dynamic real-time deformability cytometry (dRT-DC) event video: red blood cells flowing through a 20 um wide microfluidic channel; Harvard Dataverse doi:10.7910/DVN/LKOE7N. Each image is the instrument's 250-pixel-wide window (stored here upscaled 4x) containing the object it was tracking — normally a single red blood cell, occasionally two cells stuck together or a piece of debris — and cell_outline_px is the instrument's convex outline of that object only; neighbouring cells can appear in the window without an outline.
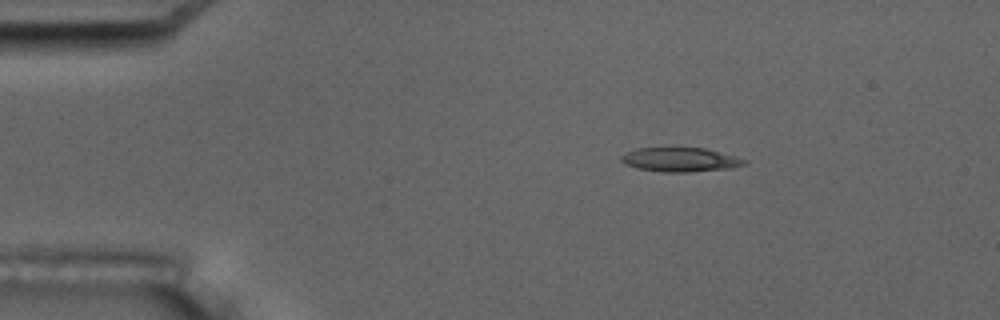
{"species": "common noctule bat (a hibernating species)", "species_latin": "Nyctalus noctula", "temperature_condition": "room temperature", "stored_images_in_passage": 4, "camera_frame_rate_fps": 3000, "um_per_image_px": 0.085, "animal": {"sex": "male", "body_mass_g": 17.5, "forearm_length_mm": 52.3}, "frame": {"image": 1, "passage_image": 2, "time_ms": 1.333, "image_size_px": [1000, 320], "cell_outline_px": [[748, 164], [732, 168], [688, 172], [660, 172], [636, 168], [624, 164], [620, 160], [620, 156], [624, 152], [636, 148], [672, 144], [676, 144], [704, 148], [736, 156], [748, 160]], "centroid_in_image_um": [57.77, 13.51], "position_along_channel_um": 27.2, "area_um2": 18.61}}